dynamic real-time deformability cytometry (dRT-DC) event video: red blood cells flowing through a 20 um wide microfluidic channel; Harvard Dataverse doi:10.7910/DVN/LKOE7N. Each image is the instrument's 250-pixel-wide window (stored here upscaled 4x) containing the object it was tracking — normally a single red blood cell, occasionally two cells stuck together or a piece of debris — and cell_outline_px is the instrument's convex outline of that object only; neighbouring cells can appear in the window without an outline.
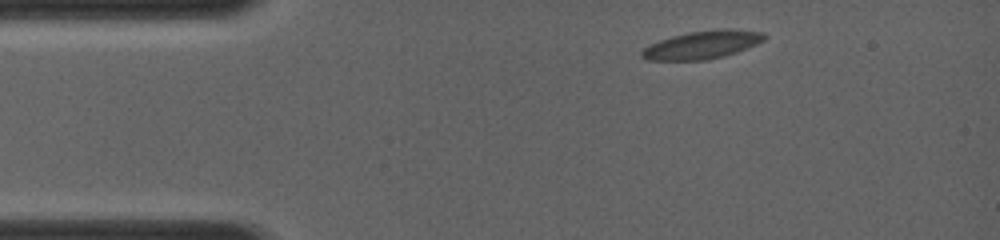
{"species": "common noctule bat (a hibernating species)", "species_latin": "Nyctalus noctula", "temperature_condition": "room temperature", "stored_images_in_passage": 5, "camera_frame_rate_fps": 4000, "um_per_image_px": 0.085, "animal": {"sex": "female", "body_mass_g": 19.0, "forearm_length_mm": 56.7}, "frame": {"image": 1, "passage_image": 1, "time_ms": 0.0, "image_size_px": [1000, 240], "cell_outline_px": [[768, 36], [764, 40], [748, 48], [724, 56], [708, 60], [648, 60], [640, 56], [640, 52], [648, 44], [672, 36], [688, 32], [720, 28], [728, 28], [764, 32]], "centroid_in_image_um": [59.7, 3.8], "position_along_channel_um": 25.3, "area_um2": 20.29}}
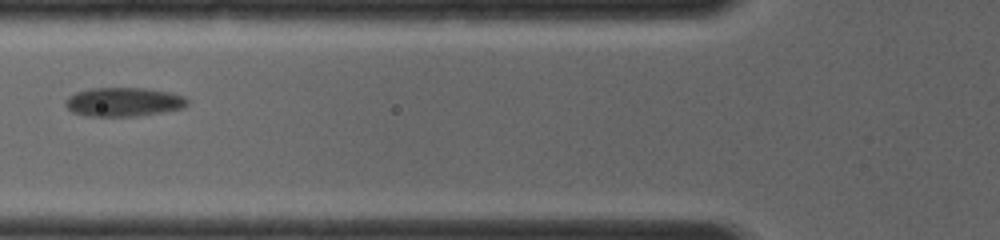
{"frame": {"image": 2, "passage_image": 4, "time_ms": 3.25, "image_size_px": [1000, 240], "cell_outline_px": [[188, 104], [184, 108], [164, 112], [136, 116], [84, 116], [72, 112], [64, 104], [64, 100], [68, 96], [76, 92], [92, 88], [148, 88], [172, 92], [184, 96], [188, 100]], "centroid_in_image_um": [10.52, 8.66], "position_along_channel_um": 115.3, "area_um2": 20.87}}
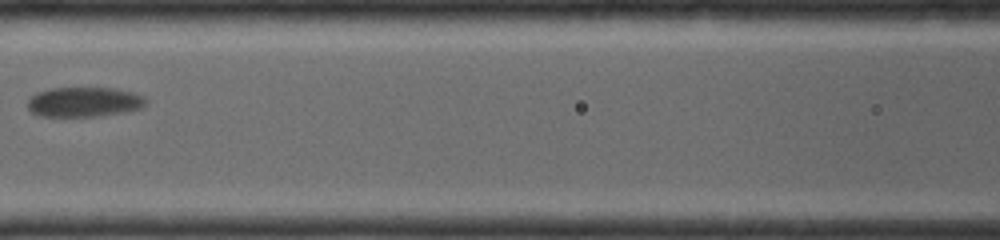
{"frame": {"image": 3, "passage_image": 5, "time_ms": 4.25, "image_size_px": [1000, 240], "cell_outline_px": [[148, 104], [144, 108], [128, 112], [100, 116], [40, 116], [32, 112], [24, 104], [36, 92], [48, 88], [112, 88], [132, 92], [144, 96], [148, 100]], "centroid_in_image_um": [7.18, 8.67], "position_along_channel_um": 159.4, "area_um2": 20.98}}